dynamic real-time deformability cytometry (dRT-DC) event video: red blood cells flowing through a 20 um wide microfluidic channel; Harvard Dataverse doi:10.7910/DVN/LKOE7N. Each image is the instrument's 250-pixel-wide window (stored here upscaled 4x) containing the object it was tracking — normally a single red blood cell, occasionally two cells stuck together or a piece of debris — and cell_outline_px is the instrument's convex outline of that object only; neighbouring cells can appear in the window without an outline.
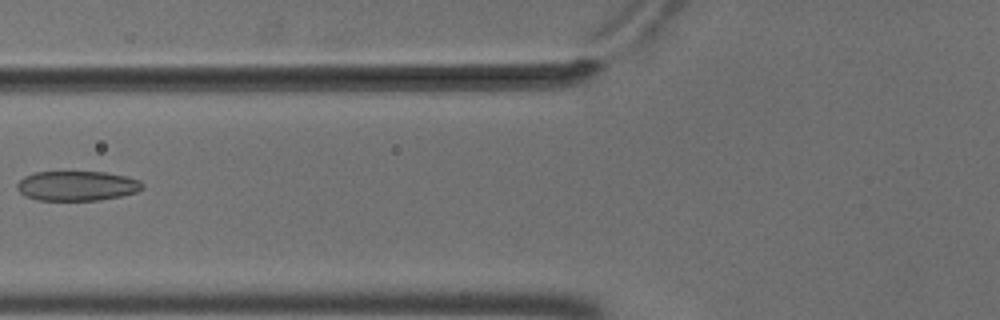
{"species": "common noctule bat (a hibernating species)", "species_latin": "Nyctalus noctula", "temperature_condition": "cold", "stored_images_in_passage": 6, "camera_frame_rate_fps": 3000, "um_per_image_px": 0.085, "animal": {"sex": "male", "body_mass_g": 18.8}, "frame": {"image": 1, "passage_image": 5, "time_ms": 1.333, "image_size_px": [1000, 320], "cell_outline_px": [[144, 188], [136, 192], [120, 196], [100, 200], [36, 200], [24, 196], [16, 188], [16, 184], [24, 176], [36, 172], [104, 172], [128, 176], [140, 180], [144, 184]], "centroid_in_image_um": [6.55, 15.8], "position_along_channel_um": 119.3, "area_um2": 21.91}}
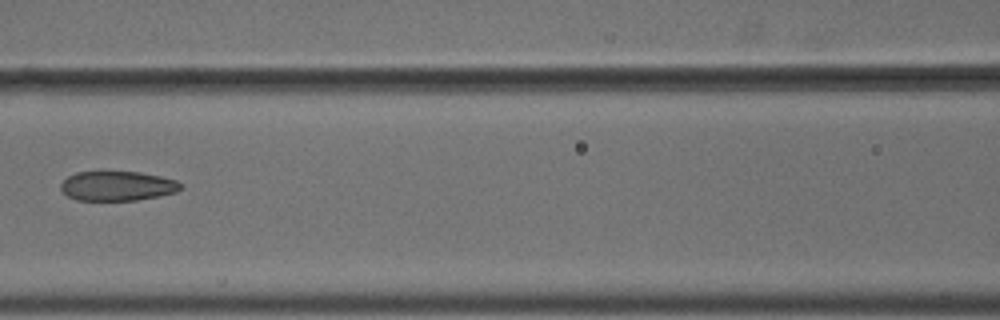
{"frame": {"image": 2, "passage_image": 6, "time_ms": 1.667, "image_size_px": [1000, 320], "cell_outline_px": [[180, 188], [176, 192], [136, 200], [76, 200], [68, 196], [60, 188], [60, 184], [68, 176], [76, 172], [104, 168], [140, 172], [160, 176], [176, 180], [180, 184]], "centroid_in_image_um": [9.9, 15.75], "position_along_channel_um": 156.7, "area_um2": 21.33}}